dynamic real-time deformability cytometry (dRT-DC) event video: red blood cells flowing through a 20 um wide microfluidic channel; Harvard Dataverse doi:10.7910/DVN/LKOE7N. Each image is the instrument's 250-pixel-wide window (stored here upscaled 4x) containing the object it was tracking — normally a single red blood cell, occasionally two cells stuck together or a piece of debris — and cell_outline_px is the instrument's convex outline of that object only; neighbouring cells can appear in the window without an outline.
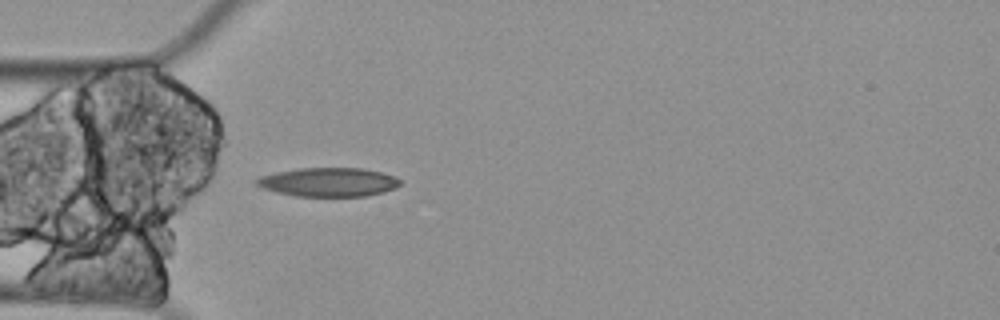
{"species": "Egyptian fruit bat (a non-hibernating species)", "species_latin": "Rousettus aegyptiacus", "temperature_condition": "cold", "stored_images_in_passage": 1, "camera_frame_rate_fps": 3000, "um_per_image_px": 0.085, "animal": {"sex": "female"}, "frame": {"image": 1, "passage_image": 1, "time_ms": 0.0, "image_size_px": [1000, 320], "cell_outline_px": [[400, 184], [396, 188], [384, 192], [368, 196], [296, 196], [276, 192], [264, 188], [256, 184], [252, 180], [260, 176], [276, 172], [300, 168], [364, 168], [380, 172], [392, 176], [400, 180]], "centroid_in_image_um": [27.9, 15.48], "position_along_channel_um": 57.1, "area_um2": 24.16}}